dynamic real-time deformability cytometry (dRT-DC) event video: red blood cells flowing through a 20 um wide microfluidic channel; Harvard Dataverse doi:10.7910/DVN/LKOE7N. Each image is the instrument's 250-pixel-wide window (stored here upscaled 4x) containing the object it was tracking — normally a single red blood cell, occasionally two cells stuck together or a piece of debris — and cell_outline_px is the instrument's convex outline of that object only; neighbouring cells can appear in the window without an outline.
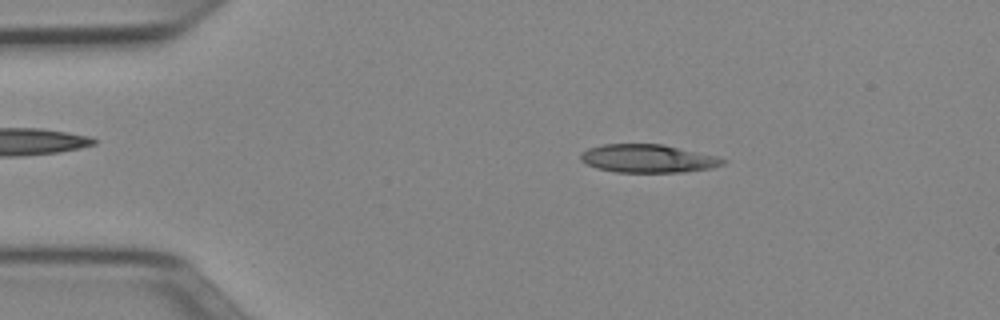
{"species": "Egyptian fruit bat (a non-hibernating species)", "species_latin": "Rousettus aegyptiacus", "temperature_condition": "cold", "stored_images_in_passage": 49, "camera_frame_rate_fps": 3000, "um_per_image_px": 0.085, "animal": {"sex": "female"}, "frame": {"image": 1, "passage_image": 8, "time_ms": 2.333, "image_size_px": [1000, 320], "cell_outline_px": [[728, 160], [724, 164], [712, 168], [684, 172], [616, 172], [596, 168], [580, 160], [580, 152], [588, 148], [600, 144], [664, 144], [716, 156]], "centroid_in_image_um": [55.06, 13.47], "position_along_channel_um": 29.9, "area_um2": 23.52}}
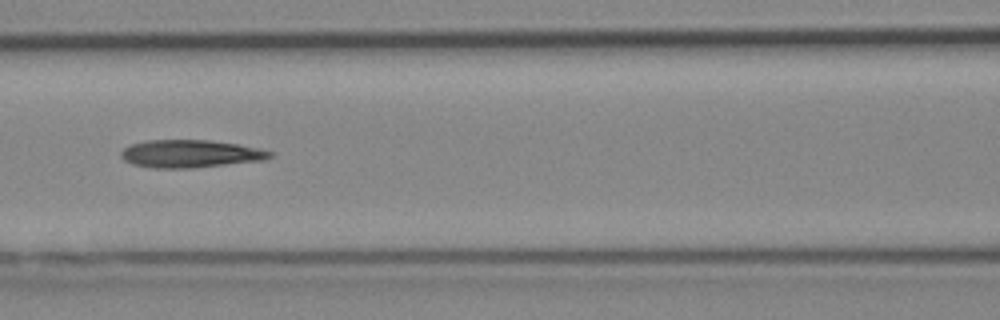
{"frame": {"image": 2, "passage_image": 21, "time_ms": 6.667, "image_size_px": [1000, 320], "cell_outline_px": [[272, 156], [264, 160], [196, 168], [152, 168], [132, 164], [124, 160], [120, 156], [120, 152], [124, 148], [132, 144], [148, 140], [208, 140], [236, 144], [256, 148], [272, 152]], "centroid_in_image_um": [16.14, 13.08], "position_along_channel_um": 150.5, "area_um2": 23.99}}
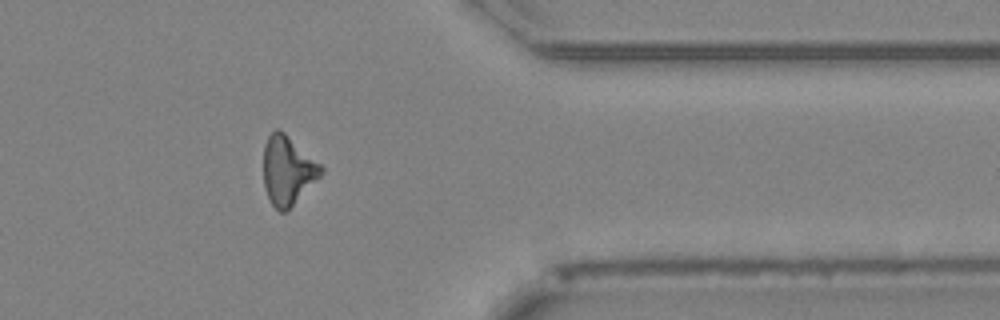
{"frame": {"image": 3, "passage_image": 40, "time_ms": 13.0, "image_size_px": [1000, 320], "cell_outline_px": [[324, 172], [284, 212], [280, 212], [272, 204], [264, 188], [264, 144], [268, 136], [276, 128], [284, 132], [320, 164], [324, 168]], "centroid_in_image_um": [24.43, 14.45], "position_along_channel_um": 387.0, "area_um2": 22.48}}